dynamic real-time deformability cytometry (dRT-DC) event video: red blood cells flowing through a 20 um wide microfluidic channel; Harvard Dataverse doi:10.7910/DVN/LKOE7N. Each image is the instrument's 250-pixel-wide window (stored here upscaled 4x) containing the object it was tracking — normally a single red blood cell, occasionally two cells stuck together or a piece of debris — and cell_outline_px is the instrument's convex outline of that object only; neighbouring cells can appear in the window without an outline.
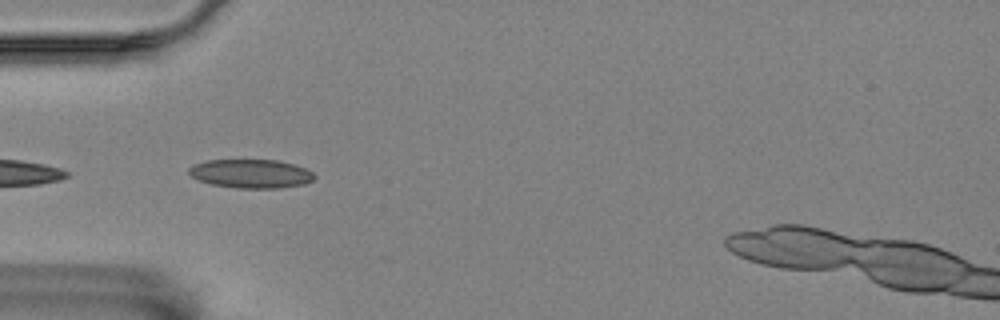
{"species": "Egyptian fruit bat (a non-hibernating species)", "species_latin": "Rousettus aegyptiacus", "temperature_condition": "room temperature", "stored_images_in_passage": 5, "camera_frame_rate_fps": 3000, "um_per_image_px": 0.085, "animal": {"sex": "female"}, "frame": {"image": 1, "passage_image": 4, "time_ms": 1.0, "image_size_px": [1000, 320], "cell_outline_px": [[316, 176], [312, 180], [304, 184], [280, 188], [236, 188], [212, 184], [200, 180], [192, 176], [188, 172], [188, 168], [192, 164], [208, 160], [276, 160], [292, 164], [304, 168], [312, 172]], "centroid_in_image_um": [21.31, 14.76], "position_along_channel_um": 63.7, "area_um2": 20.92}}
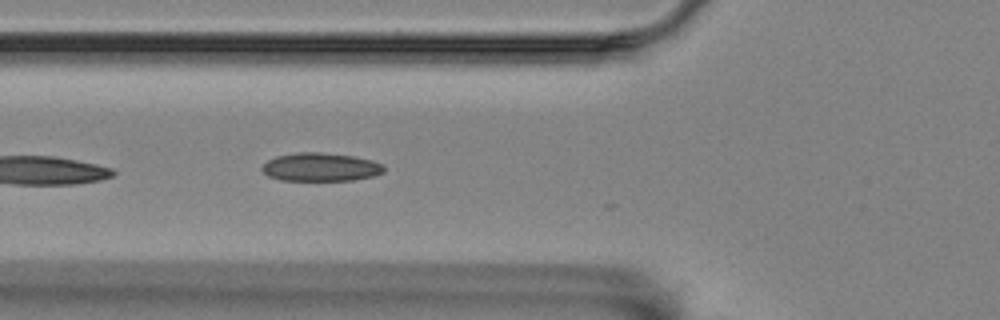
{"frame": {"image": 2, "passage_image": 5, "time_ms": 1.333, "image_size_px": [1000, 320], "cell_outline_px": [[384, 172], [372, 176], [352, 180], [280, 180], [268, 176], [260, 168], [268, 160], [276, 156], [296, 152], [320, 152], [352, 156], [372, 160], [384, 164]], "centroid_in_image_um": [27.24, 14.19], "position_along_channel_um": 98.6, "area_um2": 20.11}}